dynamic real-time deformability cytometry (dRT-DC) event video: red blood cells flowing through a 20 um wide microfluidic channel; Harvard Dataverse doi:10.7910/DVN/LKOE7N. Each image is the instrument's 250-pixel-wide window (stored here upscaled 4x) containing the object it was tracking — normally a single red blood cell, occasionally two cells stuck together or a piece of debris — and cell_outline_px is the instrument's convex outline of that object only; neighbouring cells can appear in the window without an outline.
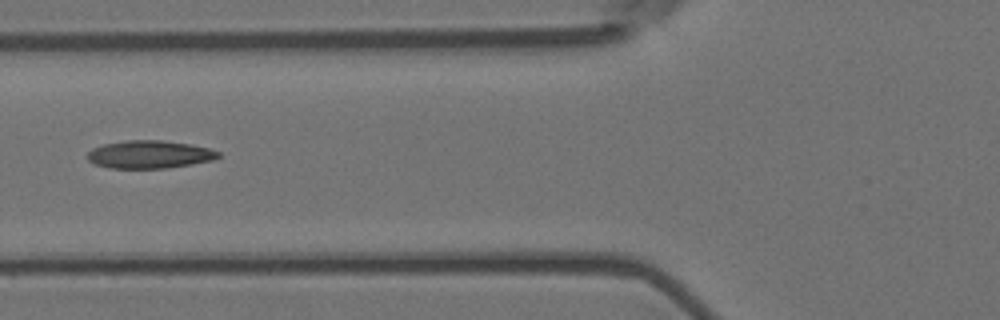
{"species": "Egyptian fruit bat (a non-hibernating species)", "species_latin": "Rousettus aegyptiacus", "temperature_condition": "room temperature", "stored_images_in_passage": 9, "camera_frame_rate_fps": 3000, "um_per_image_px": 0.085, "animal": {"sex": "female"}, "frame": {"image": 1, "passage_image": 6, "time_ms": 1.667, "image_size_px": [1000, 320], "cell_outline_px": [[220, 156], [212, 160], [192, 164], [168, 168], [108, 168], [96, 164], [88, 160], [88, 152], [92, 148], [104, 144], [124, 140], [160, 140], [188, 144], [208, 148], [220, 152]], "centroid_in_image_um": [12.69, 13.13], "position_along_channel_um": 113.1, "area_um2": 21.15}}
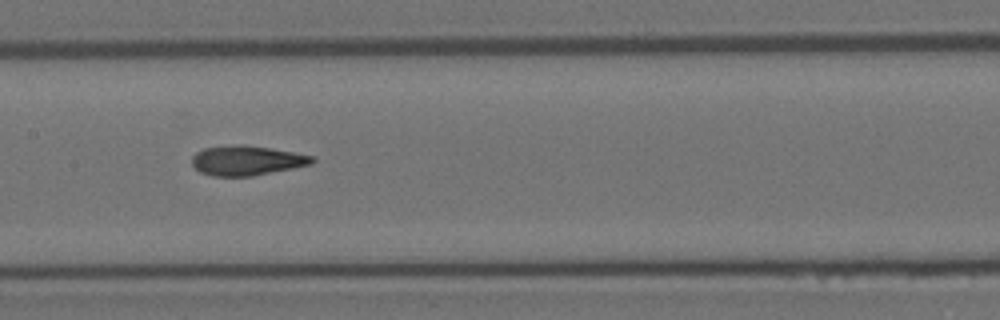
{"frame": {"image": 2, "passage_image": 8, "time_ms": 2.333, "image_size_px": [1000, 320], "cell_outline_px": [[316, 160], [312, 164], [252, 176], [212, 176], [200, 172], [192, 164], [192, 156], [196, 152], [204, 148], [236, 144], [240, 144], [272, 148], [312, 156]], "centroid_in_image_um": [20.95, 13.64], "position_along_channel_um": 186.4, "area_um2": 20.75}}
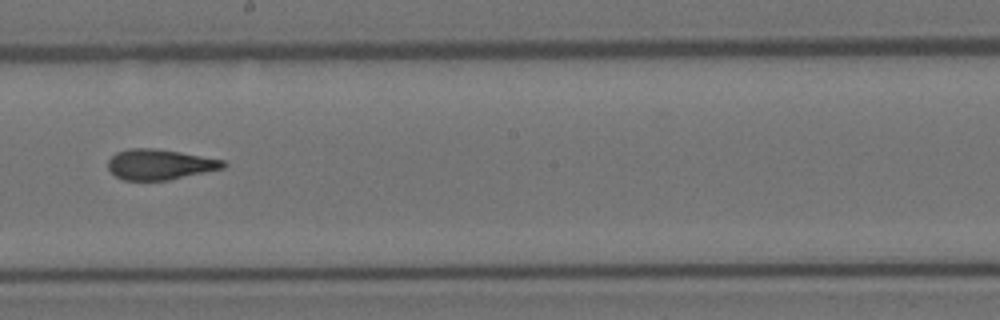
{"frame": {"image": 3, "passage_image": 9, "time_ms": 2.667, "image_size_px": [1000, 320], "cell_outline_px": [[228, 164], [224, 168], [168, 180], [124, 180], [116, 176], [108, 168], [108, 160], [116, 152], [128, 148], [152, 148], [180, 152], [224, 160]], "centroid_in_image_um": [13.58, 13.97], "position_along_channel_um": 234.6, "area_um2": 20.35}}